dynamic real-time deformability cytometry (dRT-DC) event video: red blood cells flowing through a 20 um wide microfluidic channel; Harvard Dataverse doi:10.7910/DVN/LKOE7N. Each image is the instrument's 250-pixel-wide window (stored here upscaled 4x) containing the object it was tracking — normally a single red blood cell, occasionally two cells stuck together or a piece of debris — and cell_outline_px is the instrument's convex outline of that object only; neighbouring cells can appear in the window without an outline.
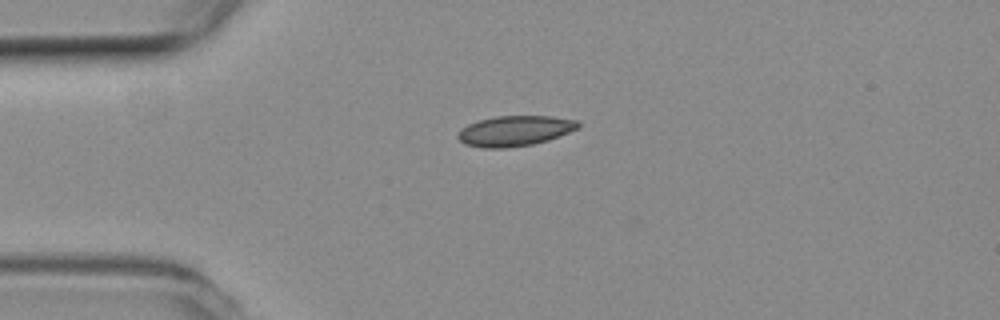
{"species": "common noctule bat (a hibernating species)", "species_latin": "Nyctalus noctula", "temperature_condition": "room temperature", "stored_images_in_passage": 2, "camera_frame_rate_fps": 3000, "um_per_image_px": 0.085, "animal": {"sex": "female", "body_mass_g": 19.3, "forearm_length_mm": 54.1}, "frame": {"image": 1, "passage_image": 1, "time_ms": 0.0, "image_size_px": [1000, 320], "cell_outline_px": [[580, 128], [548, 140], [532, 144], [504, 148], [484, 148], [464, 144], [456, 136], [460, 128], [468, 124], [480, 120], [496, 116], [552, 116], [580, 120]], "centroid_in_image_um": [43.77, 11.12], "position_along_channel_um": 41.2, "area_um2": 21.39}}